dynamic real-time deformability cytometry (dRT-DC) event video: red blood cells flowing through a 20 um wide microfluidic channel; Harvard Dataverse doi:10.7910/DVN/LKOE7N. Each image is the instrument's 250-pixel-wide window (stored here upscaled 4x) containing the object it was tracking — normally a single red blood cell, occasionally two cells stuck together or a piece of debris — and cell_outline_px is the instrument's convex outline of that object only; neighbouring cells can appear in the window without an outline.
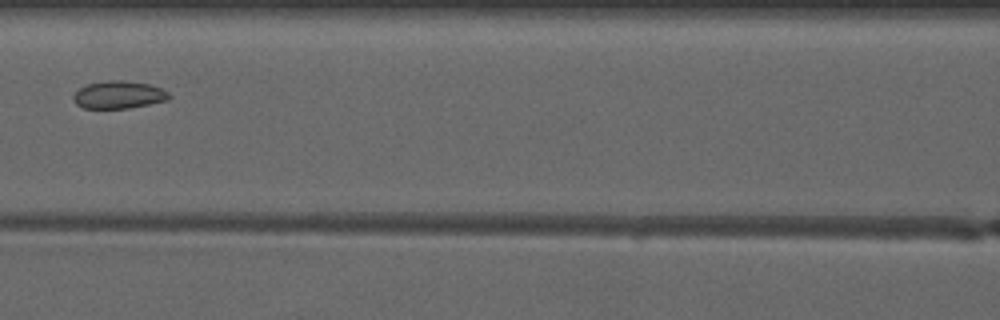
{"species": "common noctule bat (a hibernating species)", "species_latin": "Nyctalus noctula", "temperature_condition": "warm", "stored_images_in_passage": 3, "camera_frame_rate_fps": 3000, "um_per_image_px": 0.085, "animal": {"sex": "male", "forearm_length_mm": 52.5}, "frame": {"image": 1, "passage_image": 3, "time_ms": 2.333, "image_size_px": [1000, 320], "cell_outline_px": [[172, 96], [168, 100], [128, 108], [84, 108], [76, 104], [72, 100], [72, 96], [80, 88], [88, 84], [108, 80], [124, 80], [148, 84], [160, 88], [168, 92]], "centroid_in_image_um": [10.08, 8.06], "position_along_channel_um": 156.5, "area_um2": 15.32}}